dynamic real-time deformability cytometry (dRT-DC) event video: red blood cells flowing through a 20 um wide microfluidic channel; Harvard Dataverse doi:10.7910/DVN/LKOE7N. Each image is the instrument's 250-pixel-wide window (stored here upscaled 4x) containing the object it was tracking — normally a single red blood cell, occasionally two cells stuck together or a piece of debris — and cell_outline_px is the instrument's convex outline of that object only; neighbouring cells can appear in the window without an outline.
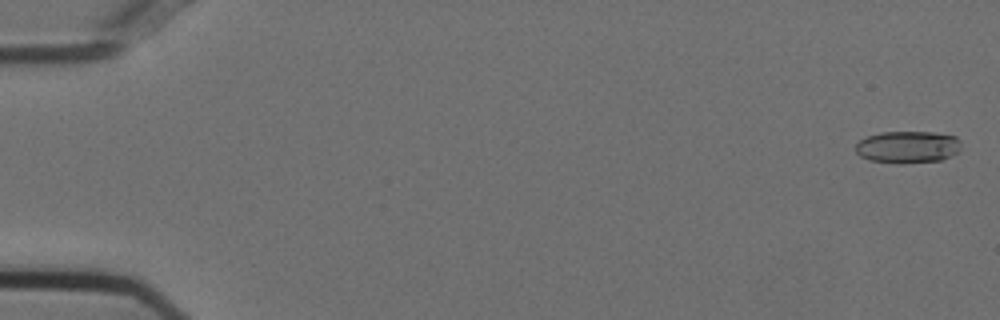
{"species": "Egyptian fruit bat (a non-hibernating species)", "species_latin": "Rousettus aegyptiacus", "temperature_condition": "cold", "stored_images_in_passage": 12, "camera_frame_rate_fps": 3000, "um_per_image_px": 0.085, "animal": {"sex": "female"}, "frame": {"image": 1, "passage_image": 2, "time_ms": 0.333, "image_size_px": [1000, 320], "cell_outline_px": [[960, 152], [952, 156], [940, 160], [904, 164], [900, 164], [868, 160], [860, 156], [856, 152], [856, 144], [860, 140], [868, 136], [880, 132], [932, 132], [956, 136], [960, 140]], "centroid_in_image_um": [77.17, 12.51], "position_along_channel_um": 7.8, "area_um2": 20.0}}